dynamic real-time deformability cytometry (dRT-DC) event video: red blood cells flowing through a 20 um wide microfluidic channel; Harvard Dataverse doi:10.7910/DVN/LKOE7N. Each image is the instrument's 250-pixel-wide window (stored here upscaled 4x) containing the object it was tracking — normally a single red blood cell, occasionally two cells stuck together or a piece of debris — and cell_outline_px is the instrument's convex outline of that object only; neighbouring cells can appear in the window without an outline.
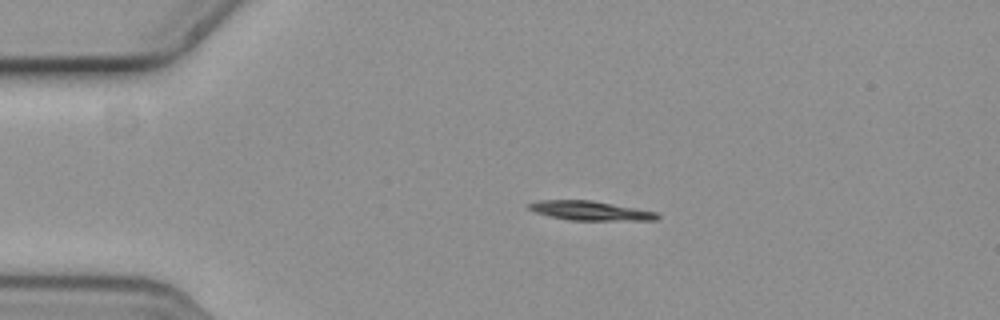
{"species": "common noctule bat (a hibernating species)", "species_latin": "Nyctalus noctula", "temperature_condition": "cold", "stored_images_in_passage": 4, "camera_frame_rate_fps": 3000, "um_per_image_px": 0.085, "animal": {"sex": "female", "body_mass_g": 19.3, "forearm_length_mm": 54.1}, "frame": {"image": 1, "passage_image": 3, "time_ms": 0.667, "image_size_px": [1000, 320], "cell_outline_px": [[660, 216], [656, 220], [568, 220], [548, 216], [536, 212], [528, 208], [524, 204], [536, 200], [592, 200], [636, 208], [656, 212]], "centroid_in_image_um": [50.1, 17.9], "position_along_channel_um": 34.9, "area_um2": 14.51}}